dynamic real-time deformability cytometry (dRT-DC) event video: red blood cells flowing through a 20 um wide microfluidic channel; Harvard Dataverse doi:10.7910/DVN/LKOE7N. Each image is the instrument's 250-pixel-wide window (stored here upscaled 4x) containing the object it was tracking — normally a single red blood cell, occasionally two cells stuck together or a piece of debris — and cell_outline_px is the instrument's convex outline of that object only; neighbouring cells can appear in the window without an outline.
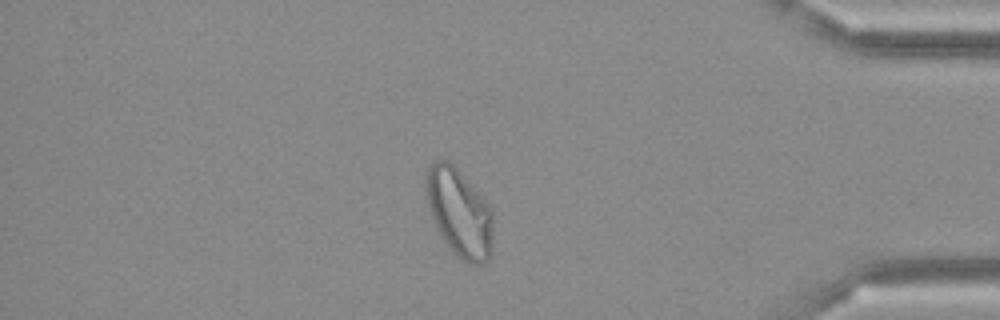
{"species": "Egyptian fruit bat (a non-hibernating species)", "species_latin": "Rousettus aegyptiacus", "temperature_condition": "cold", "stored_images_in_passage": 50, "camera_frame_rate_fps": 3000, "um_per_image_px": 0.085, "frame": {"image": 1, "passage_image": 43, "time_ms": 14.0, "image_size_px": [1000, 320], "cell_outline_px": [[492, 252], [488, 260], [480, 264], [468, 264], [456, 256], [452, 252], [440, 236], [432, 220], [428, 208], [424, 192], [424, 176], [428, 164], [436, 160], [448, 160], [460, 172], [492, 208]], "centroid_in_image_um": [38.99, 18.08], "position_along_channel_um": 396.2, "area_um2": 35.14}}